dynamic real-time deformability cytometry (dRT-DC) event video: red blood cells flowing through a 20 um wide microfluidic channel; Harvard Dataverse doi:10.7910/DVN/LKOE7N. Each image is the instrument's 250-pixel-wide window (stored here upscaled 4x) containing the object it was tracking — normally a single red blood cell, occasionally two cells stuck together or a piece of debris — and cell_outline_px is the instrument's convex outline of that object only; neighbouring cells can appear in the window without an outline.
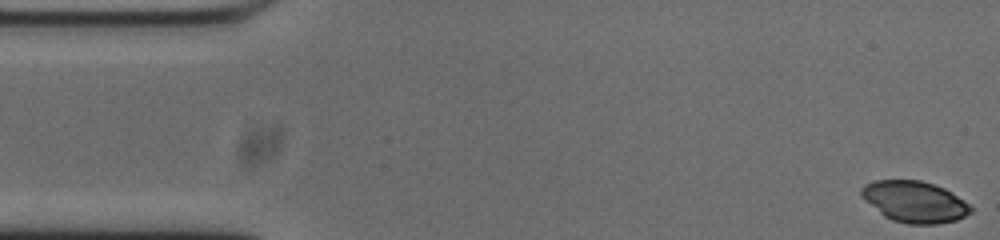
{"species": "common noctule bat (a hibernating species)", "species_latin": "Nyctalus noctula", "temperature_condition": "cold", "stored_images_in_passage": 53, "camera_frame_rate_fps": 3000, "um_per_image_px": 0.085, "animal": {"sex": "male", "body_mass_g": 20.0, "forearm_length_mm": 53.3}, "frame": {"image": 1, "passage_image": 1, "time_ms": 0.0, "image_size_px": [1000, 240], "cell_outline_px": [[972, 212], [956, 220], [936, 224], [908, 224], [892, 220], [884, 216], [864, 200], [860, 196], [860, 188], [864, 184], [876, 180], [920, 180], [944, 188], [964, 200], [972, 208]], "centroid_in_image_um": [77.71, 17.14], "position_along_channel_um": 7.3, "area_um2": 26.3}}
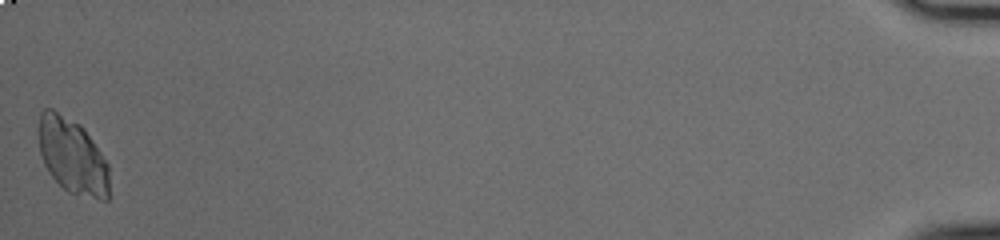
{"frame": {"image": 2, "passage_image": 53, "time_ms": 17.333, "image_size_px": [1000, 240], "cell_outline_px": [[108, 200], [100, 200], [68, 192], [48, 172], [44, 164], [40, 152], [36, 132], [40, 112], [44, 108], [52, 108], [80, 124], [84, 128], [108, 164]], "centroid_in_image_um": [6.11, 13.23], "position_along_channel_um": 429.1, "area_um2": 31.33}}